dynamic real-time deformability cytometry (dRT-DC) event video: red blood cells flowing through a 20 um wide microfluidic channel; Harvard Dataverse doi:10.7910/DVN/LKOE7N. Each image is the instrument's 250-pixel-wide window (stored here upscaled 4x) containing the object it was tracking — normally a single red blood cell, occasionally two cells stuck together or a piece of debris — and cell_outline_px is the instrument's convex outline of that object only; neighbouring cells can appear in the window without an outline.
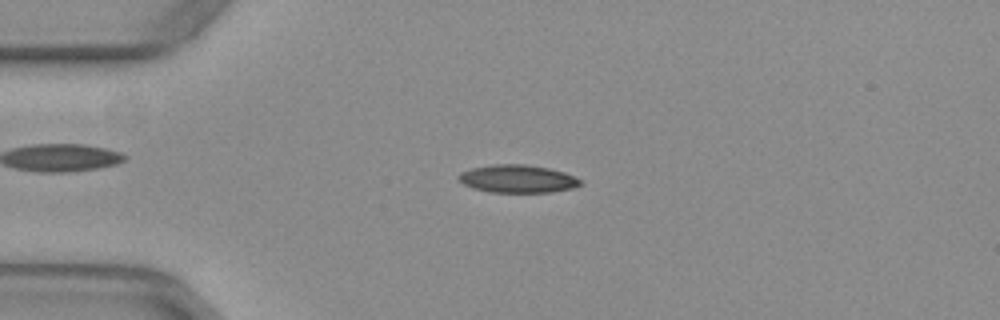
{"species": "common noctule bat (a hibernating species)", "species_latin": "Nyctalus noctula", "temperature_condition": "warm", "stored_images_in_passage": 16, "camera_frame_rate_fps": 3000, "um_per_image_px": 0.085, "animal": {"sex": "female", "body_mass_g": 29.2, "forearm_length_mm": 56.3}, "frame": {"image": 1, "passage_image": 13, "time_ms": 4.0, "image_size_px": [1000, 320], "cell_outline_px": [[584, 184], [572, 188], [552, 192], [488, 192], [472, 188], [464, 184], [456, 176], [460, 172], [472, 168], [492, 164], [524, 164], [548, 168], [564, 172], [580, 180]], "centroid_in_image_um": [43.97, 15.2], "position_along_channel_um": 41.0, "area_um2": 19.77}}